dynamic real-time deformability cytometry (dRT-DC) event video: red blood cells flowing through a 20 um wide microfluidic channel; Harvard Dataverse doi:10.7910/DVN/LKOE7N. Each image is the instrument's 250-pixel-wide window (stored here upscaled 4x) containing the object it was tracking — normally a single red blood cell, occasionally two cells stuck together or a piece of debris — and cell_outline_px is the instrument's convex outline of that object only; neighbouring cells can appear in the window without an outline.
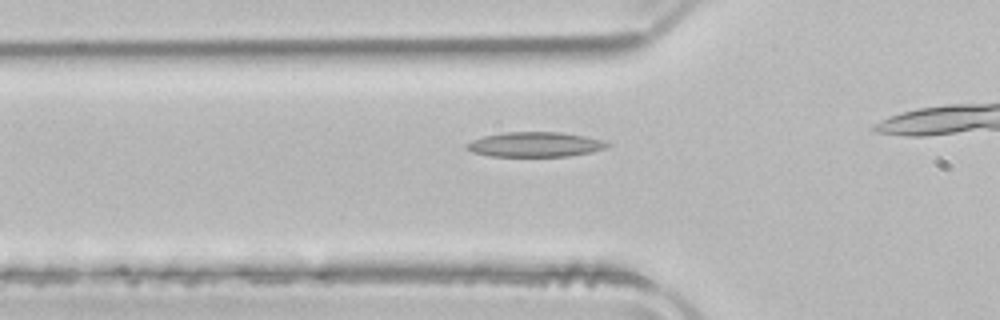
{"species": "common noctule bat (a hibernating species)", "species_latin": "Nyctalus noctula", "temperature_condition": "room temperature", "stored_images_in_passage": 12, "camera_frame_rate_fps": 3000, "um_per_image_px": 0.085, "animal": {"sex": "male", "body_mass_g": 21.5, "forearm_length_mm": 52.0}, "frame": {"image": 1, "passage_image": 4, "time_ms": 1.0, "image_size_px": [1000, 320], "cell_outline_px": [[612, 144], [608, 148], [592, 152], [568, 156], [488, 156], [472, 152], [464, 148], [464, 144], [472, 140], [484, 136], [504, 132], [560, 132], [584, 136], [604, 140]], "centroid_in_image_um": [45.48, 12.28], "position_along_channel_um": 80.3, "area_um2": 20.58}}
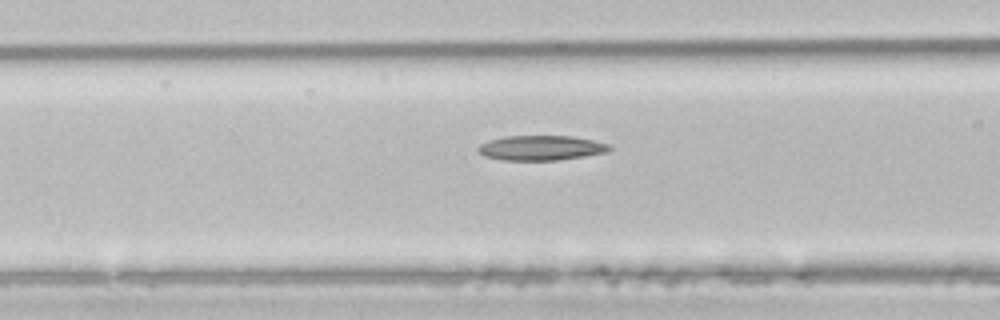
{"frame": {"image": 2, "passage_image": 7, "time_ms": 2.0, "image_size_px": [1000, 320], "cell_outline_px": [[612, 148], [608, 152], [584, 156], [556, 160], [504, 160], [484, 156], [476, 148], [480, 144], [504, 136], [572, 136], [612, 144]], "centroid_in_image_um": [46.03, 12.57], "position_along_channel_um": 120.6, "area_um2": 18.96}}
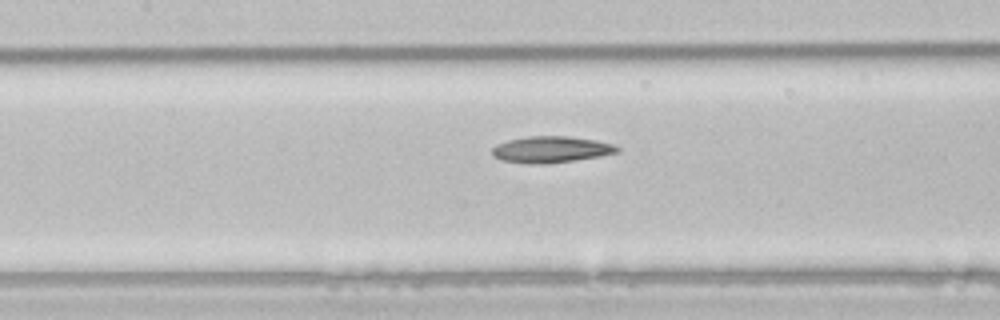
{"frame": {"image": 3, "passage_image": 10, "time_ms": 3.0, "image_size_px": [1000, 320], "cell_outline_px": [[620, 152], [600, 156], [548, 164], [528, 164], [500, 160], [492, 156], [492, 148], [496, 144], [508, 140], [528, 136], [568, 136], [596, 140], [612, 144], [620, 148]], "centroid_in_image_um": [46.81, 12.71], "position_along_channel_um": 160.6, "area_um2": 19.42}}